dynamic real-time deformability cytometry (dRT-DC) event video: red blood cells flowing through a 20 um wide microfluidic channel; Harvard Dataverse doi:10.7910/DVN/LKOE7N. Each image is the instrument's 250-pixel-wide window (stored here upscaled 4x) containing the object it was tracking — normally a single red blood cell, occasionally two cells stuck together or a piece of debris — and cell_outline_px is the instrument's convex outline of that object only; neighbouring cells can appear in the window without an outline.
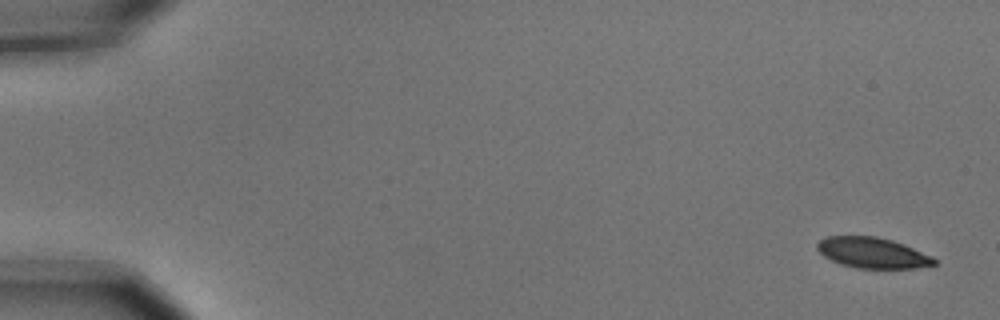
{"species": "common noctule bat (a hibernating species)", "species_latin": "Nyctalus noctula", "temperature_condition": "cold", "stored_images_in_passage": 11, "camera_frame_rate_fps": 3000, "um_per_image_px": 0.085, "animal": {"sex": "male", "body_mass_g": 15.6}, "frame": {"image": 1, "passage_image": 1, "time_ms": 0.0, "image_size_px": [1000, 320], "cell_outline_px": [[936, 264], [916, 268], [856, 268], [840, 264], [824, 256], [816, 248], [816, 244], [824, 236], [876, 236], [892, 240], [904, 244], [932, 256], [936, 260]], "centroid_in_image_um": [74.15, 21.48], "position_along_channel_um": 10.9, "area_um2": 20.92}}
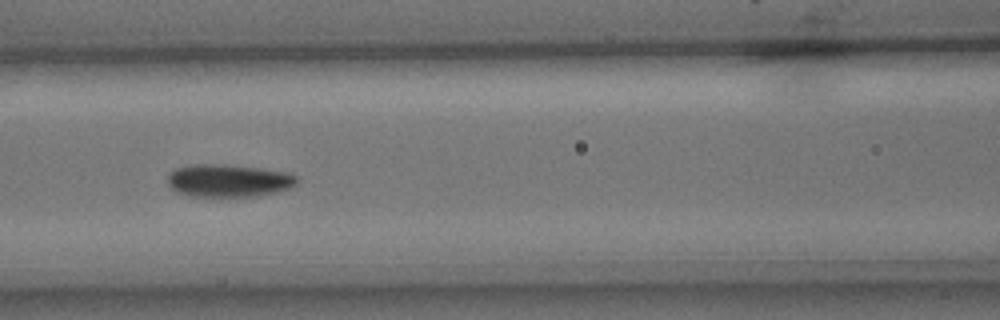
{"frame": {"image": 2, "passage_image": 7, "time_ms": 2.0, "image_size_px": [1000, 320], "cell_outline_px": [[296, 184], [292, 188], [276, 192], [256, 196], [220, 200], [188, 196], [176, 192], [168, 184], [168, 176], [176, 168], [192, 164], [224, 164], [260, 168], [292, 172], [296, 176]], "centroid_in_image_um": [19.43, 15.4], "position_along_channel_um": 147.2, "area_um2": 25.78}}
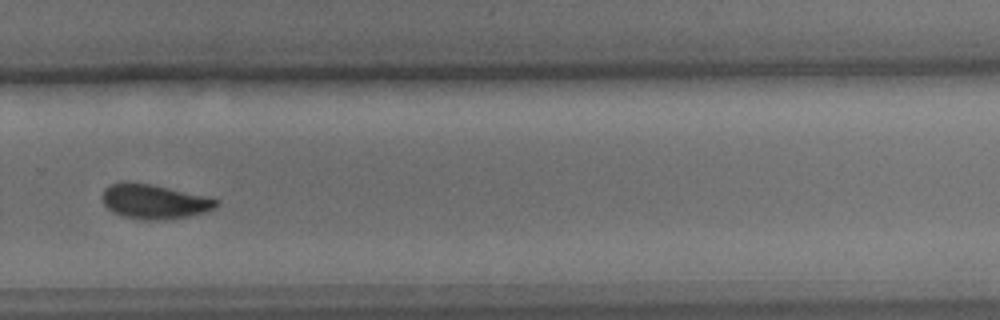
{"frame": {"image": 3, "passage_image": 11, "time_ms": 3.333, "image_size_px": [1000, 320], "cell_outline_px": [[220, 204], [216, 208], [208, 212], [188, 216], [164, 220], [144, 220], [124, 216], [112, 212], [104, 204], [100, 196], [104, 188], [112, 184], [152, 184], [208, 196], [220, 200]], "centroid_in_image_um": [13.19, 17.16], "position_along_channel_um": 316.6, "area_um2": 22.95}}